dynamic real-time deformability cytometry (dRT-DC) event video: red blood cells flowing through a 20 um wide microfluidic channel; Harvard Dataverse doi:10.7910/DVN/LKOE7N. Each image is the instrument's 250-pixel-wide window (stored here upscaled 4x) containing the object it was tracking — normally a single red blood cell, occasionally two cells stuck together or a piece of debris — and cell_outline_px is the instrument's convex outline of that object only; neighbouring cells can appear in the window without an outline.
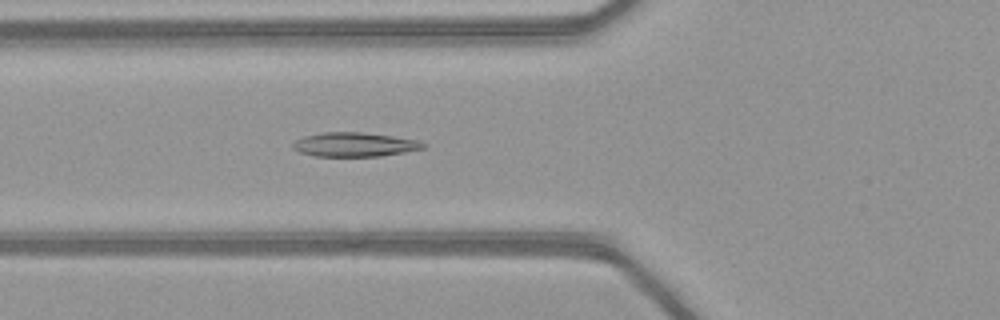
{"species": "common noctule bat (a hibernating species)", "species_latin": "Nyctalus noctula", "temperature_condition": "warm", "stored_images_in_passage": 51, "camera_frame_rate_fps": 3000, "um_per_image_px": 0.085, "animal": {"sex": "female", "body_mass_g": 21.9}, "frame": {"image": 1, "passage_image": 20, "time_ms": 6.333, "image_size_px": [1000, 320], "cell_outline_px": [[428, 144], [424, 148], [404, 152], [380, 156], [316, 156], [300, 152], [292, 148], [292, 144], [296, 140], [304, 136], [324, 132], [360, 132], [392, 136], [420, 140]], "centroid_in_image_um": [30.16, 12.28], "position_along_channel_um": 95.6, "area_um2": 18.32}}
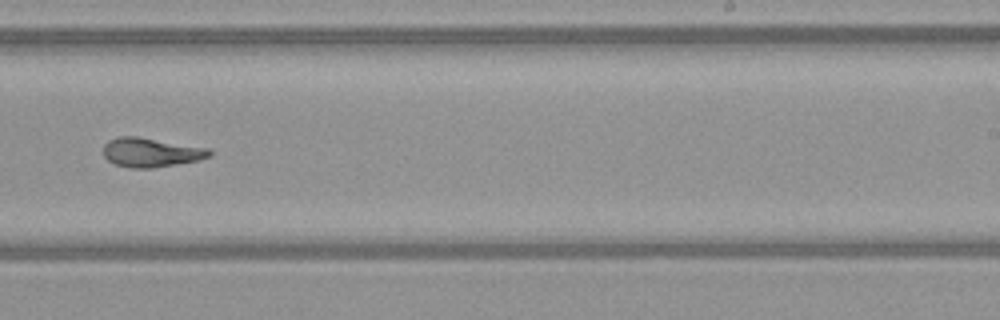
{"frame": {"image": 2, "passage_image": 33, "time_ms": 10.667, "image_size_px": [1000, 320], "cell_outline_px": [[212, 156], [200, 160], [152, 168], [128, 168], [116, 164], [108, 160], [104, 156], [104, 144], [108, 140], [120, 136], [136, 136], [208, 148], [212, 152]], "centroid_in_image_um": [12.84, 12.96], "position_along_channel_um": 276.2, "area_um2": 18.03}}
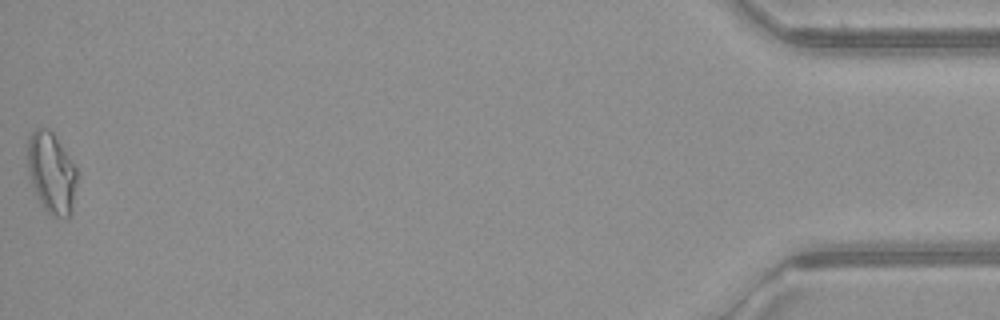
{"frame": {"image": 3, "passage_image": 51, "time_ms": 16.667, "image_size_px": [1000, 320], "cell_outline_px": [[80, 172], [72, 212], [68, 216], [52, 216], [44, 208], [36, 196], [28, 172], [28, 136], [36, 128], [48, 128], [52, 132]], "centroid_in_image_um": [4.41, 14.7], "position_along_channel_um": 430.8, "area_um2": 23.58}, "authors_computed_cell_mechanics": {"area_um2": 18.7272, "velocity_mm_per_s": 4.1525, "shape_relaxation_time_tau1_ms": null, "shape_relaxation_time_tau2_ms": 2.9311, "deformation_change_tau1": null, "deformation_change_tau2": 0.0991}}